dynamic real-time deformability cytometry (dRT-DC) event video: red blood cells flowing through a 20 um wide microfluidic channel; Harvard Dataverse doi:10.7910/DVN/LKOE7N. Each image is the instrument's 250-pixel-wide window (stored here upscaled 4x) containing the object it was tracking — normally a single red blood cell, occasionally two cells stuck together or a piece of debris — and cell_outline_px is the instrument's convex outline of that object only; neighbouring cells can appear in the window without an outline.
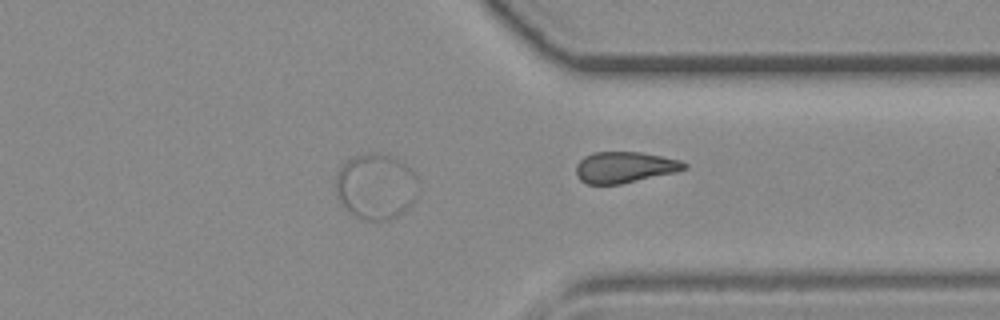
{"species": "common noctule bat (a hibernating species)", "species_latin": "Nyctalus noctula", "temperature_condition": "room temperature", "stored_images_in_passage": 33, "segment_of_instrument_passage": [2, 2], "camera_frame_rate_fps": 3000, "um_per_image_px": 0.085, "animal": {"sex": "female", "body_mass_g": 19.3, "forearm_length_mm": 54.1}, "frame": {"image": 1, "passage_image": 33, "time_ms": 10.667, "image_size_px": [1000, 320], "cell_outline_px": [[688, 168], [676, 172], [620, 184], [588, 184], [580, 180], [576, 176], [576, 164], [584, 156], [592, 152], [640, 152], [680, 160], [688, 164]], "centroid_in_image_um": [53.08, 14.21], "position_along_channel_um": 358.3, "area_um2": 19.65}}